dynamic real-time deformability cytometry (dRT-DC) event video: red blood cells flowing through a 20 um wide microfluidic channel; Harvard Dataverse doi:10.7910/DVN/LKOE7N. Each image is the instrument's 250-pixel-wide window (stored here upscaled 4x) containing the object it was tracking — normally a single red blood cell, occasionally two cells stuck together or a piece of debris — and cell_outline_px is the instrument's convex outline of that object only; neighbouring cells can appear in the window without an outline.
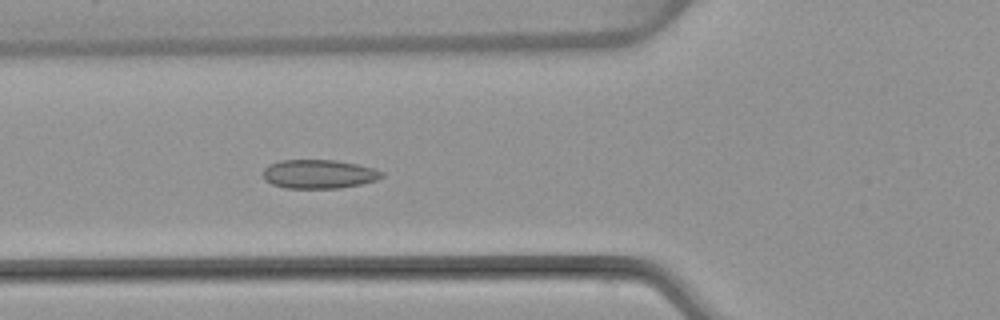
{"species": "common noctule bat (a hibernating species)", "species_latin": "Nyctalus noctula", "temperature_condition": "warm", "stored_images_in_passage": 53, "camera_frame_rate_fps": 3000, "um_per_image_px": 0.085, "animal": {"sex": "female", "body_mass_g": 22.7, "forearm_length_mm": 54.2}, "frame": {"image": 1, "passage_image": 20, "time_ms": 6.333, "image_size_px": [1000, 320], "cell_outline_px": [[384, 176], [376, 180], [360, 184], [340, 188], [284, 188], [272, 184], [264, 180], [264, 168], [268, 164], [280, 160], [336, 160], [356, 164], [372, 168], [384, 172]], "centroid_in_image_um": [27.08, 14.79], "position_along_channel_um": 98.7, "area_um2": 20.0}}
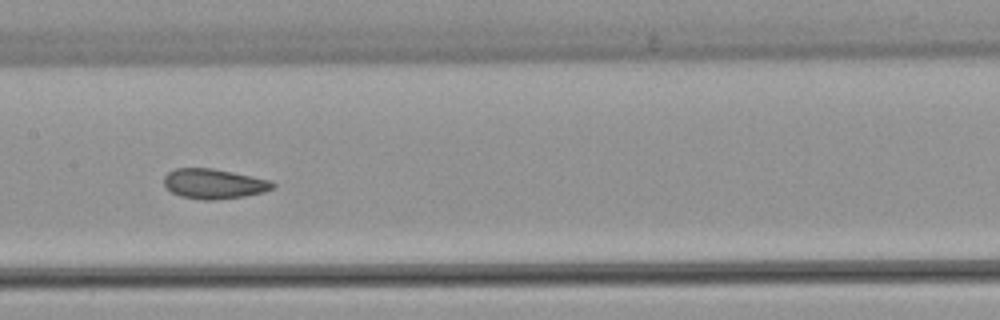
{"frame": {"image": 2, "passage_image": 27, "time_ms": 8.667, "image_size_px": [1000, 320], "cell_outline_px": [[276, 188], [264, 192], [244, 196], [212, 200], [204, 200], [180, 196], [172, 192], [164, 184], [164, 176], [168, 172], [176, 168], [212, 168], [272, 180], [276, 184]], "centroid_in_image_um": [18.22, 15.62], "position_along_channel_um": 189.2, "area_um2": 19.02}}
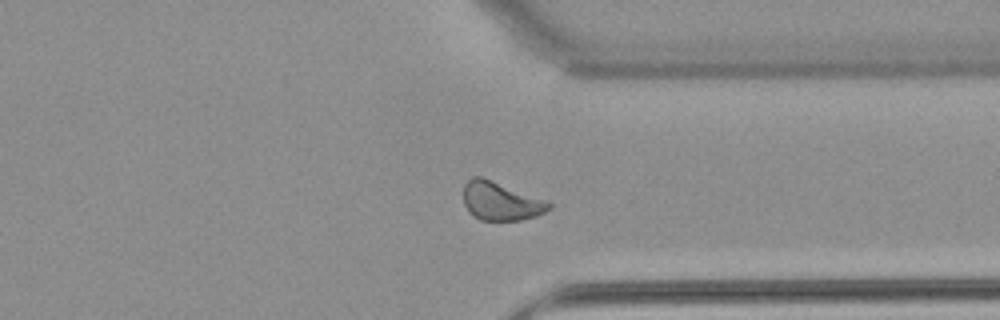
{"frame": {"image": 3, "passage_image": 41, "time_ms": 13.333, "image_size_px": [1000, 320], "cell_outline_px": [[552, 208], [536, 216], [520, 220], [480, 220], [472, 216], [468, 212], [464, 204], [464, 184], [472, 176], [484, 176], [548, 200], [552, 204]], "centroid_in_image_um": [42.57, 17.08], "position_along_channel_um": 368.8, "area_um2": 19.65}, "authors_computed_cell_mechanics": {"area_um2": 19.9988, "velocity_mm_per_s": 3.8744, "shape_relaxation_time_tau1_ms": null, "shape_relaxation_time_tau2_ms": 1.5111, "deformation_change_tau1": null, "deformation_change_tau2": 0.056}}